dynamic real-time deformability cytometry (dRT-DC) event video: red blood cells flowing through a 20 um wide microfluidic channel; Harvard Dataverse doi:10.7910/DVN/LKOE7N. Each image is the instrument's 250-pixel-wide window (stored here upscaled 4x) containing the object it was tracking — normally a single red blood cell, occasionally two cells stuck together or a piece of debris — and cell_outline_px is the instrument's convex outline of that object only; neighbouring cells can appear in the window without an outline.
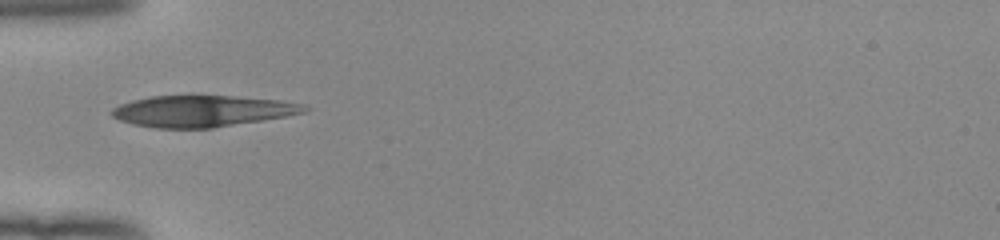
{"species": "human", "species_latin": "Homo sapiens", "temperature_condition": "room temperature", "stored_images_in_passage": 32, "camera_frame_rate_fps": 3000, "um_per_image_px": 0.085, "donor": {"sex": "female"}, "frame": {"image": 1, "passage_image": 1, "time_ms": 0.0, "image_size_px": [1000, 240], "cell_outline_px": [[312, 108], [308, 112], [212, 128], [156, 128], [132, 124], [120, 120], [112, 116], [108, 112], [112, 108], [120, 104], [132, 100], [152, 96], [236, 96], [280, 100], [304, 104]], "centroid_in_image_um": [17.19, 9.44], "position_along_channel_um": 67.8, "area_um2": 35.2}}
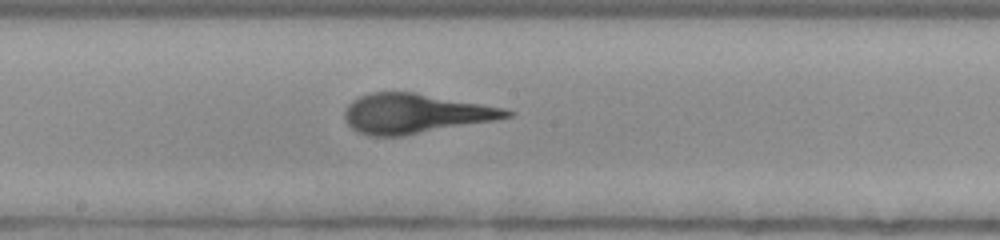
{"frame": {"image": 2, "passage_image": 12, "time_ms": 3.667, "image_size_px": [1000, 240], "cell_outline_px": [[516, 112], [512, 116], [496, 120], [400, 136], [368, 136], [356, 132], [344, 120], [344, 112], [348, 104], [352, 100], [360, 96], [372, 92], [416, 92], [504, 108]], "centroid_in_image_um": [35.26, 9.65], "position_along_channel_um": 212.9, "area_um2": 37.45}}
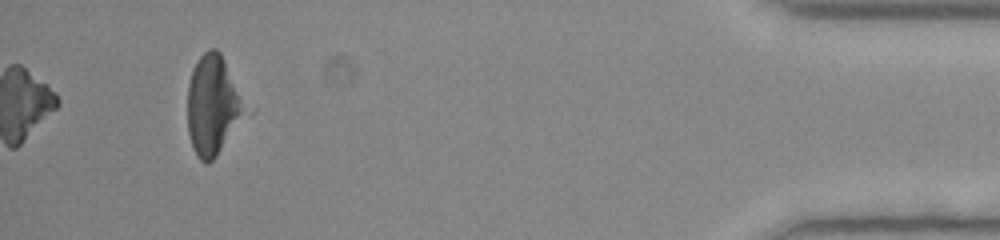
{"frame": {"image": 3, "passage_image": 32, "time_ms": 10.333, "image_size_px": [1000, 240], "cell_outline_px": [[256, 108], [216, 156], [208, 164], [204, 164], [196, 156], [192, 148], [188, 132], [188, 84], [192, 72], [200, 56], [208, 48], [216, 48], [220, 52]], "centroid_in_image_um": [18.26, 8.96], "position_along_channel_um": 416.9, "area_um2": 35.84}}